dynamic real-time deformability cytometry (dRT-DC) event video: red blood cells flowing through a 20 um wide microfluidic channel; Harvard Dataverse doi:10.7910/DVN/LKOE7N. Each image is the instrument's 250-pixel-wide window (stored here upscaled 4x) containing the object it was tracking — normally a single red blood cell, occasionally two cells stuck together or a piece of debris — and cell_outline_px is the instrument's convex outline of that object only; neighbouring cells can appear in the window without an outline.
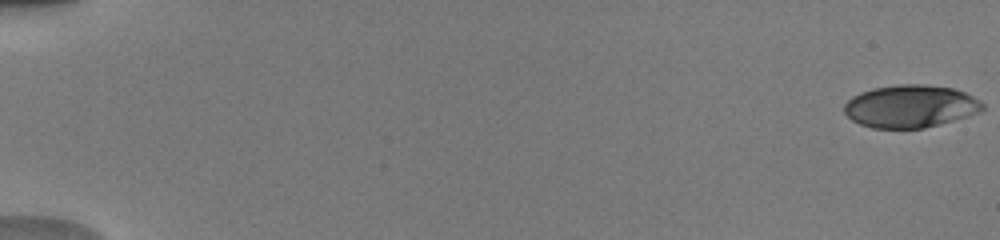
{"species": "human", "species_latin": "Homo sapiens", "temperature_condition": "warm", "stored_images_in_passage": 40, "camera_frame_rate_fps": 3000, "um_per_image_px": 0.085, "donor": {"sex": "male"}, "frame": {"image": 1, "passage_image": 1, "time_ms": 0.0, "image_size_px": [1000, 240], "cell_outline_px": [[984, 108], [968, 116], [940, 124], [924, 128], [872, 128], [860, 124], [852, 120], [844, 112], [844, 104], [852, 96], [860, 92], [872, 88], [900, 84], [924, 84], [952, 88], [964, 92], [980, 100], [984, 104]], "centroid_in_image_um": [77.36, 9.03], "position_along_channel_um": 7.6, "area_um2": 34.33}}
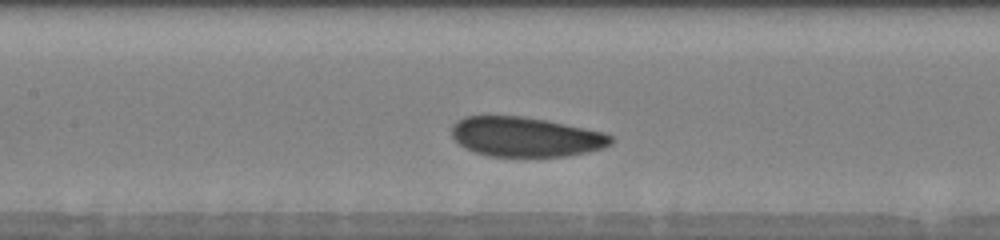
{"frame": {"image": 2, "passage_image": 19, "time_ms": 7.333, "image_size_px": [1000, 240], "cell_outline_px": [[612, 144], [604, 148], [588, 152], [564, 156], [488, 156], [476, 152], [460, 144], [452, 136], [452, 124], [456, 120], [464, 116], [524, 116], [548, 120], [604, 132], [612, 136]], "centroid_in_image_um": [44.7, 11.62], "position_along_channel_um": 162.7, "area_um2": 36.88}}
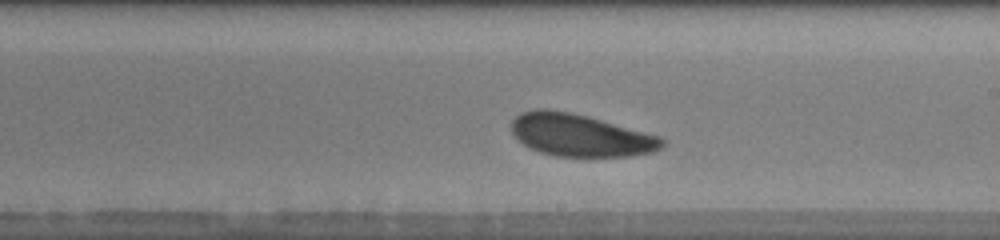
{"frame": {"image": 3, "passage_image": 25, "time_ms": 9.333, "image_size_px": [1000, 240], "cell_outline_px": [[668, 144], [652, 152], [628, 156], [556, 156], [540, 152], [528, 148], [516, 140], [512, 132], [512, 120], [520, 112], [536, 108], [548, 108], [572, 112], [588, 116], [660, 136]], "centroid_in_image_um": [49.28, 11.48], "position_along_channel_um": 239.7, "area_um2": 37.51}, "authors_computed_cell_mechanics": {"area_um2": 37.0498, "velocity_mm_per_s": 3.8607, "shape_relaxation_time_tau1_ms": 7.0102, "shape_relaxation_time_tau2_ms": 4.8694, "deformation_change_tau1": 0.1981, "deformation_change_tau2": 0.1251}}